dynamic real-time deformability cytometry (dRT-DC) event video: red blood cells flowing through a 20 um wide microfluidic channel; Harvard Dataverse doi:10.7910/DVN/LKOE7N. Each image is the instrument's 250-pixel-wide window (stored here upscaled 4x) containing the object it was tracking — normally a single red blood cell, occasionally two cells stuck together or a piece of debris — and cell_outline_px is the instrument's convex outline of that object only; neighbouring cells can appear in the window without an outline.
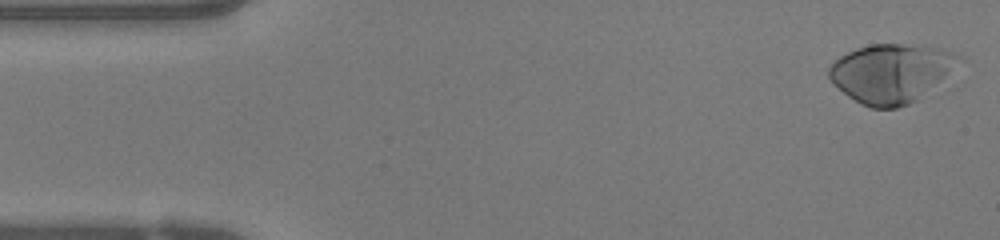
{"species": "human", "species_latin": "Homo sapiens", "temperature_condition": "warm", "stored_images_in_passage": 47, "camera_frame_rate_fps": 3000, "um_per_image_px": 0.085, "donor": {"sex": "female"}, "frame": {"image": 1, "passage_image": 1, "time_ms": 0.0, "image_size_px": [1000, 240], "cell_outline_px": [[952, 56], [944, 76], [916, 100], [908, 104], [896, 108], [872, 108], [860, 104], [848, 96], [832, 84], [828, 76], [828, 68], [840, 56], [856, 48], [872, 44], [904, 44], [940, 48], [952, 52]], "centroid_in_image_um": [75.54, 6.24], "position_along_channel_um": 9.5, "area_um2": 42.83}}
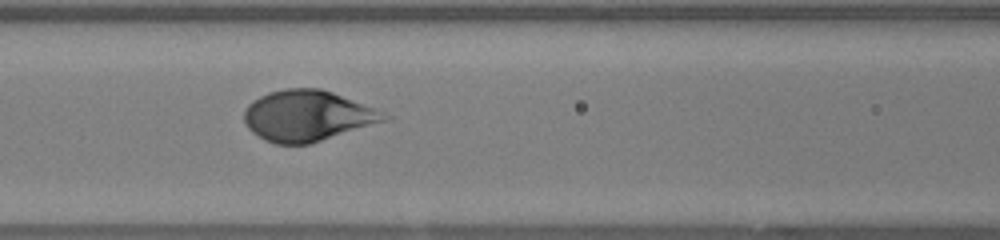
{"frame": {"image": 2, "passage_image": 19, "time_ms": 6.0, "image_size_px": [1000, 240], "cell_outline_px": [[392, 116], [388, 120], [308, 144], [276, 144], [264, 140], [252, 132], [244, 124], [244, 112], [248, 104], [252, 100], [268, 92], [284, 88], [320, 88], [332, 92], [384, 112]], "centroid_in_image_um": [26.1, 9.84], "position_along_channel_um": 140.5, "area_um2": 41.33}}
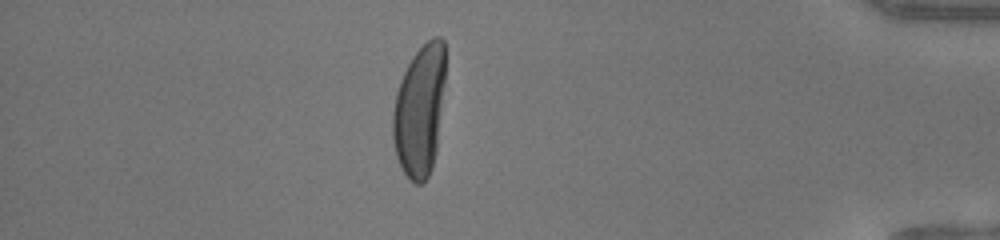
{"frame": {"image": 3, "passage_image": 41, "time_ms": 13.333, "image_size_px": [1000, 240], "cell_outline_px": [[444, 84], [436, 152], [432, 168], [428, 176], [420, 184], [416, 184], [404, 172], [396, 156], [392, 136], [392, 112], [396, 92], [400, 80], [412, 56], [432, 36], [440, 36], [444, 40]], "centroid_in_image_um": [35.65, 9.37], "position_along_channel_um": 399.5, "area_um2": 40.11}, "authors_computed_cell_mechanics": {"area_um2": 41.3848, "velocity_mm_per_s": 4.1737, "shape_relaxation_time_tau1_ms": 3.4242, "shape_relaxation_time_tau2_ms": null, "deformation_change_tau1": 0.2406, "deformation_change_tau2": null}}